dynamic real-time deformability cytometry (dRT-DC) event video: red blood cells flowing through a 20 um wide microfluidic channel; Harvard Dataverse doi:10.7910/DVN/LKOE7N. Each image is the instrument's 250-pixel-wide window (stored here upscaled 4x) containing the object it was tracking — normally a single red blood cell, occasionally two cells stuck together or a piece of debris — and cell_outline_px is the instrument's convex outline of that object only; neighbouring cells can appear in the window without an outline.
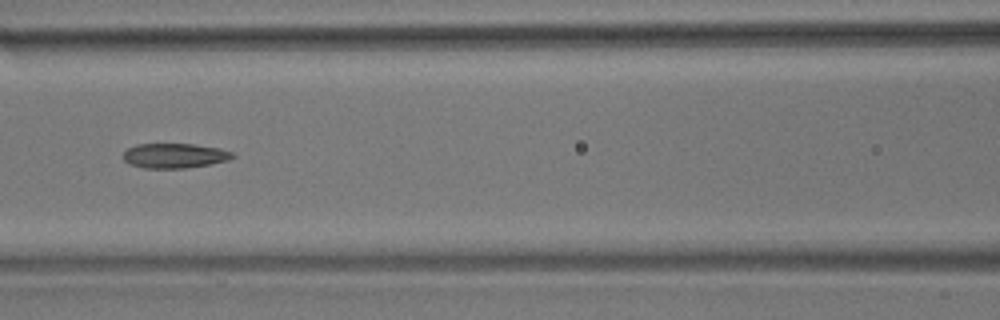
{"species": "common noctule bat (a hibernating species)", "species_latin": "Nyctalus noctula", "temperature_condition": "room temperature", "stored_images_in_passage": 12, "camera_frame_rate_fps": 3000, "um_per_image_px": 0.085, "animal": {"sex": "male", "body_mass_g": 17.9}, "frame": {"image": 1, "passage_image": 5, "time_ms": 5.667, "image_size_px": [1000, 320], "cell_outline_px": [[236, 156], [228, 160], [208, 164], [184, 168], [144, 168], [128, 164], [124, 160], [124, 152], [128, 148], [136, 144], [192, 144], [220, 148], [232, 152]], "centroid_in_image_um": [14.82, 13.23], "position_along_channel_um": 151.8, "area_um2": 15.72}}
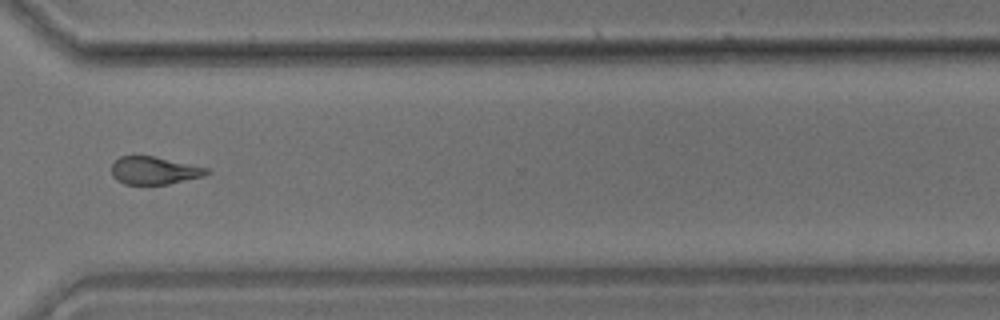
{"frame": {"image": 2, "passage_image": 10, "time_ms": 11.333, "image_size_px": [1000, 320], "cell_outline_px": [[212, 172], [204, 176], [168, 184], [124, 184], [116, 180], [112, 176], [112, 164], [120, 156], [156, 156], [208, 168]], "centroid_in_image_um": [13.12, 14.49], "position_along_channel_um": 357.5, "area_um2": 15.43}}
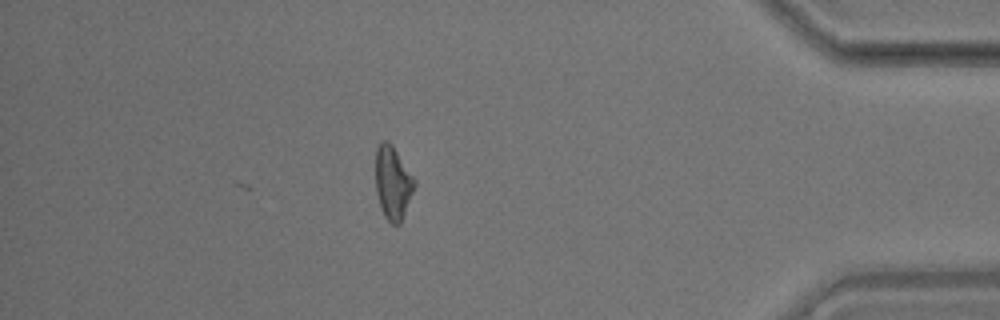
{"frame": {"image": 3, "passage_image": 12, "time_ms": 13.667, "image_size_px": [1000, 320], "cell_outline_px": [[416, 184], [400, 224], [392, 224], [384, 216], [376, 192], [376, 148], [384, 140], [388, 140], [392, 144], [416, 180]], "centroid_in_image_um": [33.4, 15.52], "position_along_channel_um": 401.8, "area_um2": 16.47}, "authors_computed_cell_mechanics": {"area_um2": 16.2996, "velocity_mm_per_s": 3.64, "shape_relaxation_time_tau1_ms": 4.8792, "shape_relaxation_time_tau2_ms": 1.7984, "deformation_change_tau1": 0.1164, "deformation_change_tau2": 0.0994}}